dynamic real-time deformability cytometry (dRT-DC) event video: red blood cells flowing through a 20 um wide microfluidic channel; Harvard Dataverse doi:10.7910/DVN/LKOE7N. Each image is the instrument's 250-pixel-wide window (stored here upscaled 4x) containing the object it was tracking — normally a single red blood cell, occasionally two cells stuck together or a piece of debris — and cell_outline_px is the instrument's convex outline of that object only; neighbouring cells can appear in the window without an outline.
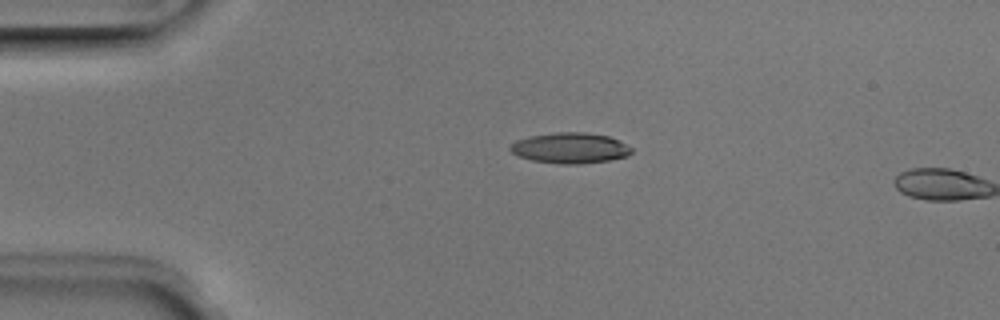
{"species": "Egyptian fruit bat (a non-hibernating species)", "species_latin": "Rousettus aegyptiacus", "temperature_condition": "room temperature", "stored_images_in_passage": 3, "camera_frame_rate_fps": 3000, "um_per_image_px": 0.085, "animal": {"sex": "male"}, "frame": {"image": 1, "passage_image": 2, "time_ms": 0.333, "image_size_px": [1000, 320], "cell_outline_px": [[632, 152], [628, 156], [608, 160], [580, 164], [560, 164], [532, 160], [520, 156], [512, 152], [508, 148], [516, 140], [528, 136], [556, 132], [584, 132], [608, 136], [632, 148]], "centroid_in_image_um": [48.44, 12.58], "position_along_channel_um": 36.6, "area_um2": 21.5}}